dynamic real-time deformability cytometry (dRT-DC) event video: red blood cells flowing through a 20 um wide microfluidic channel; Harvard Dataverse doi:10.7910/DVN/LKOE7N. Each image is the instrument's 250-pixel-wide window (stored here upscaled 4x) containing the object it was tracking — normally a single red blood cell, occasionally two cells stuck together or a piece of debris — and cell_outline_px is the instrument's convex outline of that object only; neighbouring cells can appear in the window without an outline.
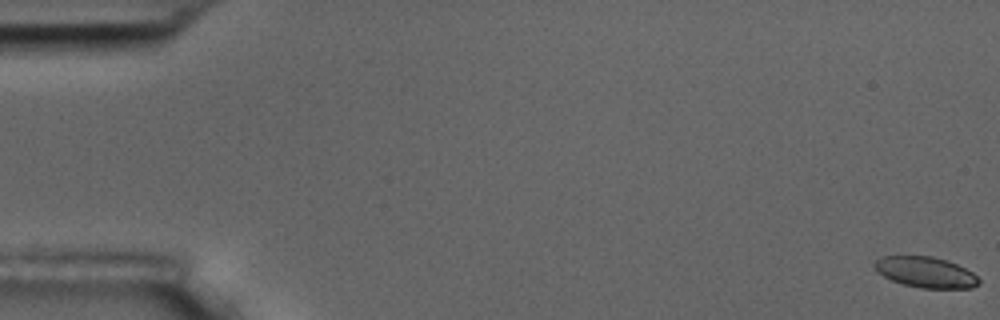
{"species": "common noctule bat (a hibernating species)", "species_latin": "Nyctalus noctula", "temperature_condition": "room temperature", "stored_images_in_passage": 58, "camera_frame_rate_fps": 3000, "um_per_image_px": 0.085, "animal": {"sex": "male", "body_mass_g": 17.5, "forearm_length_mm": 52.3}, "frame": {"image": 1, "passage_image": 1, "time_ms": 0.0, "image_size_px": [1000, 320], "cell_outline_px": [[980, 284], [972, 288], [920, 288], [904, 284], [892, 280], [884, 276], [872, 264], [880, 256], [932, 256], [948, 260], [972, 272], [980, 280]], "centroid_in_image_um": [78.7, 23.13], "position_along_channel_um": 6.3, "area_um2": 18.61}}
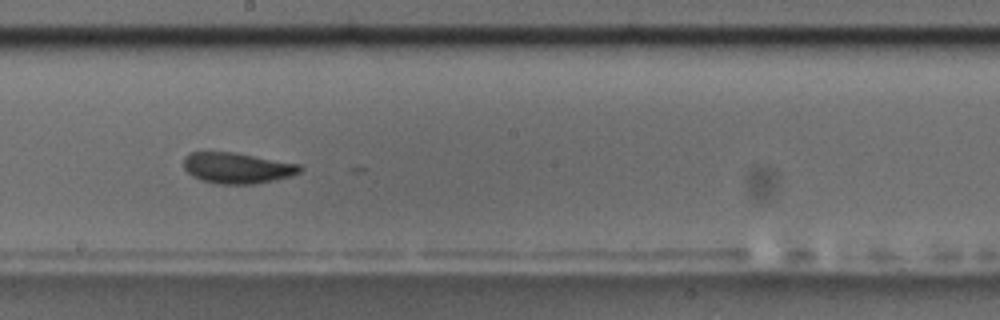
{"frame": {"image": 2, "passage_image": 33, "time_ms": 10.667, "image_size_px": [1000, 320], "cell_outline_px": [[304, 168], [300, 172], [292, 176], [256, 184], [216, 184], [200, 180], [192, 176], [184, 168], [184, 156], [188, 152], [236, 152], [300, 164]], "centroid_in_image_um": [20.17, 14.28], "position_along_channel_um": 228.0, "area_um2": 21.21}}
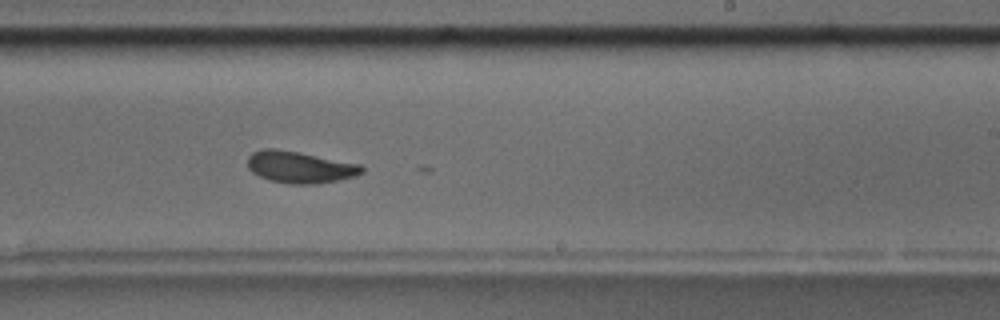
{"frame": {"image": 3, "passage_image": 36, "time_ms": 11.667, "image_size_px": [1000, 320], "cell_outline_px": [[364, 172], [356, 176], [340, 180], [316, 184], [292, 184], [268, 180], [252, 172], [248, 168], [248, 156], [252, 152], [264, 148], [276, 148], [300, 152], [360, 164], [364, 168]], "centroid_in_image_um": [25.5, 14.2], "position_along_channel_um": 263.5, "area_um2": 21.33}}